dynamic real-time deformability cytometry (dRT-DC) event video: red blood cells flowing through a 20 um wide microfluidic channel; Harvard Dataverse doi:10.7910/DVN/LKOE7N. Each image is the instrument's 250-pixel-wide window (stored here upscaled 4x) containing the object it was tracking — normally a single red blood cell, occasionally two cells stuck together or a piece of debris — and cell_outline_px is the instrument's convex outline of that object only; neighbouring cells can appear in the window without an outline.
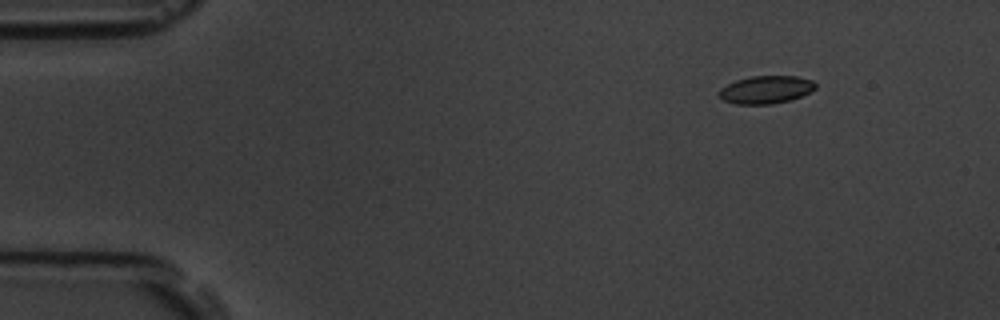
{"species": "common noctule bat (a hibernating species)", "species_latin": "Nyctalus noctula", "temperature_condition": "room temperature", "stored_images_in_passage": 5, "camera_frame_rate_fps": 3000, "um_per_image_px": 0.085, "animal": {"sex": "male", "body_mass_g": 19.5, "forearm_length_mm": 54.6}, "frame": {"image": 1, "passage_image": 1, "time_ms": 0.0, "image_size_px": [1000, 320], "cell_outline_px": [[816, 88], [792, 100], [772, 104], [736, 104], [724, 100], [716, 92], [720, 88], [736, 80], [752, 76], [796, 76], [812, 80], [816, 84]], "centroid_in_image_um": [65.09, 7.62], "position_along_channel_um": 19.9, "area_um2": 15.61}}
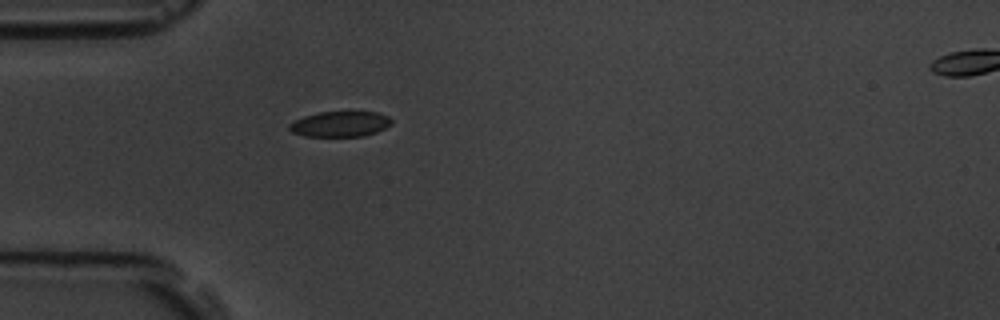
{"frame": {"image": 2, "passage_image": 4, "time_ms": 3.333, "image_size_px": [1000, 320], "cell_outline_px": [[392, 124], [376, 132], [364, 136], [304, 136], [292, 132], [288, 128], [288, 124], [304, 116], [320, 112], [376, 112], [388, 116], [392, 120]], "centroid_in_image_um": [28.91, 10.54], "position_along_channel_um": 56.1, "area_um2": 15.09}}